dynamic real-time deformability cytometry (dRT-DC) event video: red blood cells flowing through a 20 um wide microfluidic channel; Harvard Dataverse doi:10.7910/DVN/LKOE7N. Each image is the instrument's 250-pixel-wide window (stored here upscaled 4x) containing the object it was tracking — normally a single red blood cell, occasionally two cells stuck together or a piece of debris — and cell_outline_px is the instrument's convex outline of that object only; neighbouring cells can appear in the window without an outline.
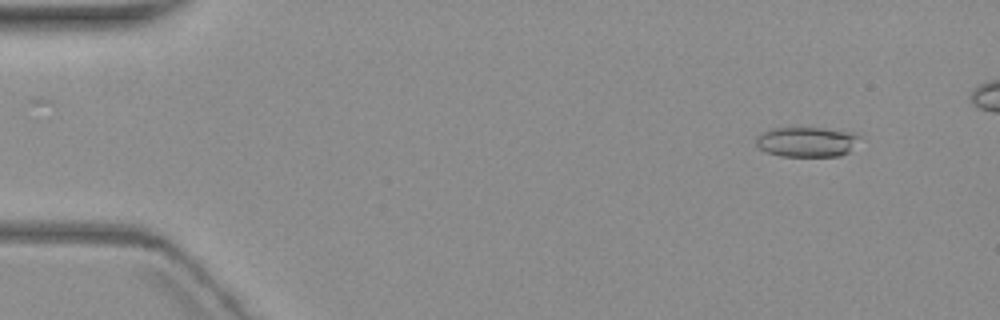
{"species": "common noctule bat (a hibernating species)", "species_latin": "Nyctalus noctula", "temperature_condition": "warm", "stored_images_in_passage": 5, "camera_frame_rate_fps": 3000, "um_per_image_px": 0.085, "animal": {"sex": "female", "body_mass_g": 19.3, "forearm_length_mm": 54.1}, "frame": {"image": 1, "passage_image": 2, "time_ms": 1.333, "image_size_px": [1000, 320], "cell_outline_px": [[860, 136], [848, 152], [840, 156], [780, 156], [768, 152], [760, 148], [756, 144], [756, 136], [760, 132], [772, 128], [820, 128], [856, 132]], "centroid_in_image_um": [68.55, 12.05], "position_along_channel_um": 16.5, "area_um2": 18.03}}